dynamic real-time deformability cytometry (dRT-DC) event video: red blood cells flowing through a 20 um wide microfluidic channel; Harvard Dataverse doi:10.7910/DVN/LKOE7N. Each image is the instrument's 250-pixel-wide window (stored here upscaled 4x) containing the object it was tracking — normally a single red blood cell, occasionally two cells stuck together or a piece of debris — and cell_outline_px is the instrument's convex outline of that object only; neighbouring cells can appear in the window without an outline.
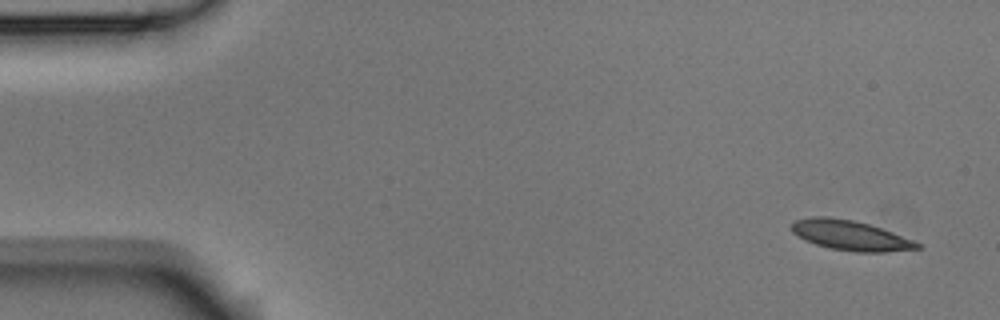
{"species": "Egyptian fruit bat (a non-hibernating species)", "species_latin": "Rousettus aegyptiacus", "temperature_condition": "room temperature", "stored_images_in_passage": 9, "camera_frame_rate_fps": 3000, "um_per_image_px": 0.085, "animal": {"sex": "male"}, "frame": {"image": 1, "passage_image": 1, "time_ms": 0.0, "image_size_px": [1000, 320], "cell_outline_px": [[924, 248], [884, 252], [856, 252], [828, 248], [804, 240], [792, 232], [792, 224], [796, 220], [812, 216], [828, 216], [852, 220], [868, 224], [892, 232], [924, 244]], "centroid_in_image_um": [72.31, 20.01], "position_along_channel_um": 12.7, "area_um2": 21.96}}
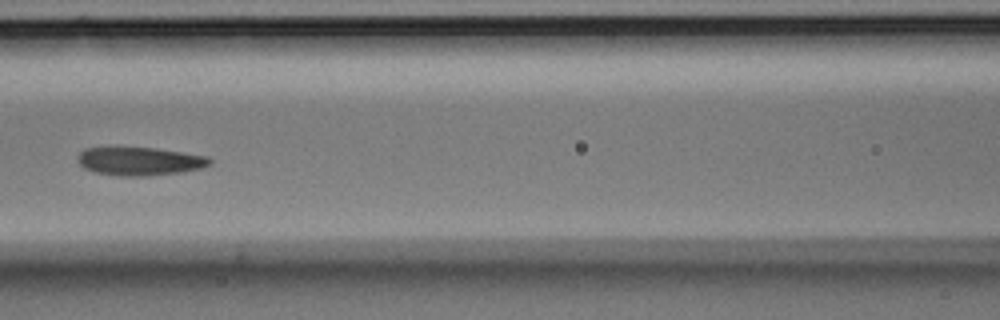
{"frame": {"image": 2, "passage_image": 7, "time_ms": 2.0, "image_size_px": [1000, 320], "cell_outline_px": [[212, 164], [204, 168], [184, 172], [148, 176], [120, 176], [96, 172], [84, 168], [76, 160], [76, 156], [84, 148], [116, 144], [156, 148], [208, 156], [212, 160]], "centroid_in_image_um": [11.84, 13.66], "position_along_channel_um": 154.8, "area_um2": 23.0}}
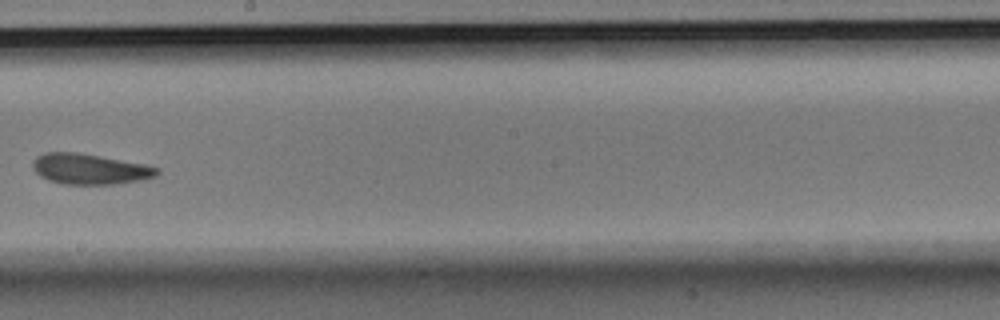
{"frame": {"image": 3, "passage_image": 9, "time_ms": 2.667, "image_size_px": [1000, 320], "cell_outline_px": [[160, 172], [156, 176], [140, 180], [116, 184], [64, 184], [48, 180], [40, 176], [32, 168], [32, 160], [36, 156], [44, 152], [76, 152], [100, 156], [144, 164], [160, 168]], "centroid_in_image_um": [7.6, 14.36], "position_along_channel_um": 240.6, "area_um2": 22.2}}